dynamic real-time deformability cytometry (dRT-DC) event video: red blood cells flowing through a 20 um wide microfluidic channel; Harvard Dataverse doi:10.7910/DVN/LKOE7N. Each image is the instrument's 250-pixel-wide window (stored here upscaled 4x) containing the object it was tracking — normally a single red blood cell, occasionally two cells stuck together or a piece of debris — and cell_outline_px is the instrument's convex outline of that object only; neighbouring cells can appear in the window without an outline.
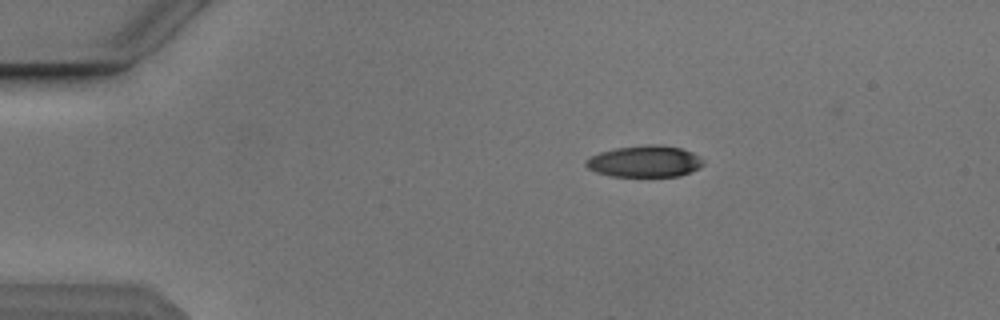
{"species": "Egyptian fruit bat (a non-hibernating species)", "species_latin": "Rousettus aegyptiacus", "temperature_condition": "cold", "stored_images_in_passage": 4, "camera_frame_rate_fps": 3000, "um_per_image_px": 0.085, "animal": {"sex": "male"}, "frame": {"image": 1, "passage_image": 1, "time_ms": 0.0, "image_size_px": [1000, 320], "cell_outline_px": [[704, 164], [700, 168], [692, 172], [680, 176], [612, 176], [596, 172], [588, 168], [584, 164], [584, 160], [600, 152], [616, 148], [648, 144], [656, 144], [680, 148], [692, 152], [700, 156], [704, 160]], "centroid_in_image_um": [54.83, 13.72], "position_along_channel_um": 30.2, "area_um2": 21.68}}
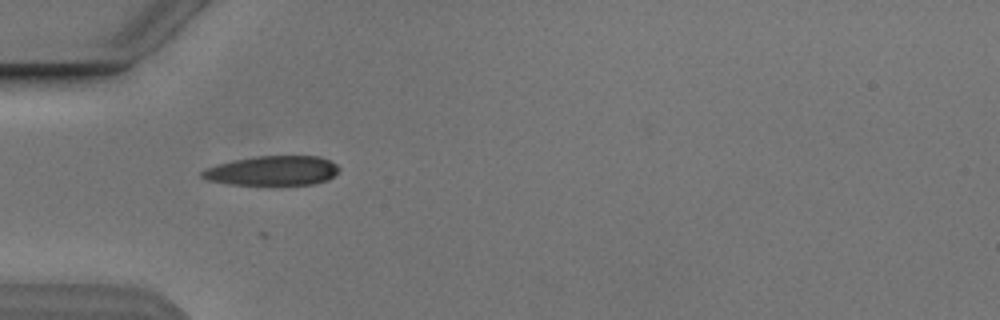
{"frame": {"image": 2, "passage_image": 3, "time_ms": 2.333, "image_size_px": [1000, 320], "cell_outline_px": [[340, 168], [328, 180], [312, 184], [228, 184], [208, 180], [200, 176], [200, 172], [216, 164], [256, 156], [320, 156], [336, 164]], "centroid_in_image_um": [23.16, 14.5], "position_along_channel_um": 61.8, "area_um2": 23.29}}
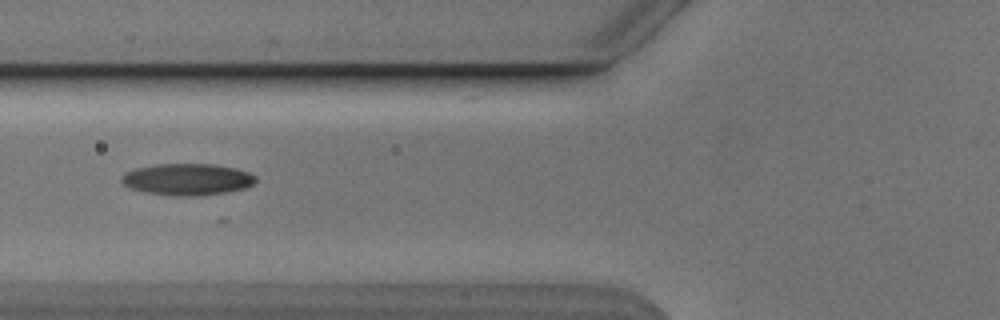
{"frame": {"image": 3, "passage_image": 4, "time_ms": 3.667, "image_size_px": [1000, 320], "cell_outline_px": [[256, 180], [252, 184], [244, 188], [228, 192], [200, 196], [168, 196], [144, 192], [128, 188], [120, 180], [120, 176], [124, 172], [132, 168], [156, 164], [212, 164], [236, 168], [248, 172], [256, 176]], "centroid_in_image_um": [15.86, 15.25], "position_along_channel_um": 109.9, "area_um2": 25.2}}